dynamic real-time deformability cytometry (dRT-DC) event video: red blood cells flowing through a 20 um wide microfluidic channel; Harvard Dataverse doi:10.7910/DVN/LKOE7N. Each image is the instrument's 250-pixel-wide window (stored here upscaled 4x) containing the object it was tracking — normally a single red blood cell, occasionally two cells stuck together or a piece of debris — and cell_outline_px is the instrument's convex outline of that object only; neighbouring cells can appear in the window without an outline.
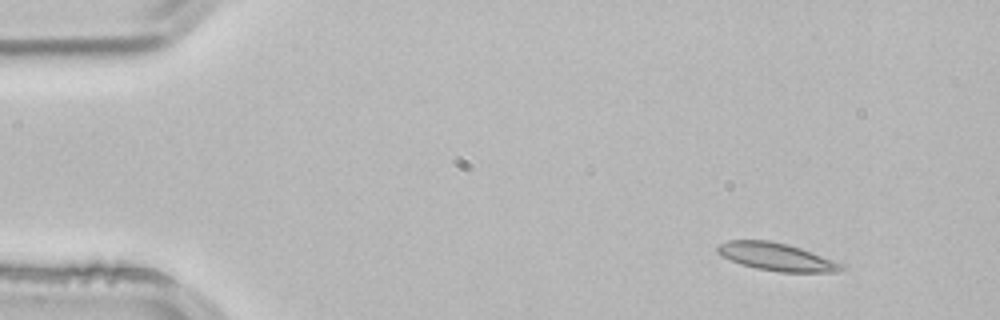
{"species": "common noctule bat (a hibernating species)", "species_latin": "Nyctalus noctula", "temperature_condition": "room temperature", "stored_images_in_passage": 3, "camera_frame_rate_fps": 3000, "um_per_image_px": 0.085, "animal": {"sex": "male", "body_mass_g": 21.5, "forearm_length_mm": 52.0}, "frame": {"image": 1, "passage_image": 1, "time_ms": 0.0, "image_size_px": [1000, 320], "cell_outline_px": [[844, 268], [836, 272], [780, 272], [756, 268], [740, 264], [716, 252], [716, 248], [720, 244], [728, 240], [768, 240], [788, 244], [800, 248], [844, 264]], "centroid_in_image_um": [65.99, 21.83], "position_along_channel_um": 19.0, "area_um2": 19.83}}
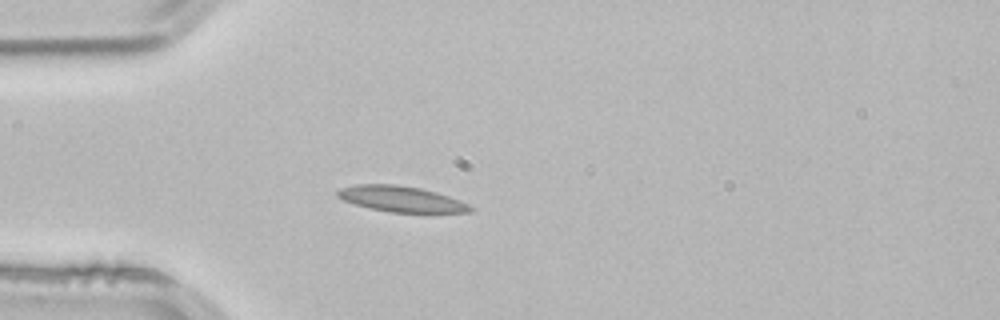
{"frame": {"image": 2, "passage_image": 3, "time_ms": 0.667, "image_size_px": [1000, 320], "cell_outline_px": [[472, 212], [392, 212], [368, 208], [344, 200], [336, 196], [336, 192], [340, 188], [356, 184], [392, 184], [420, 188], [436, 192], [448, 196], [468, 204], [472, 208]], "centroid_in_image_um": [34.05, 16.9], "position_along_channel_um": 50.9, "area_um2": 19.65}}